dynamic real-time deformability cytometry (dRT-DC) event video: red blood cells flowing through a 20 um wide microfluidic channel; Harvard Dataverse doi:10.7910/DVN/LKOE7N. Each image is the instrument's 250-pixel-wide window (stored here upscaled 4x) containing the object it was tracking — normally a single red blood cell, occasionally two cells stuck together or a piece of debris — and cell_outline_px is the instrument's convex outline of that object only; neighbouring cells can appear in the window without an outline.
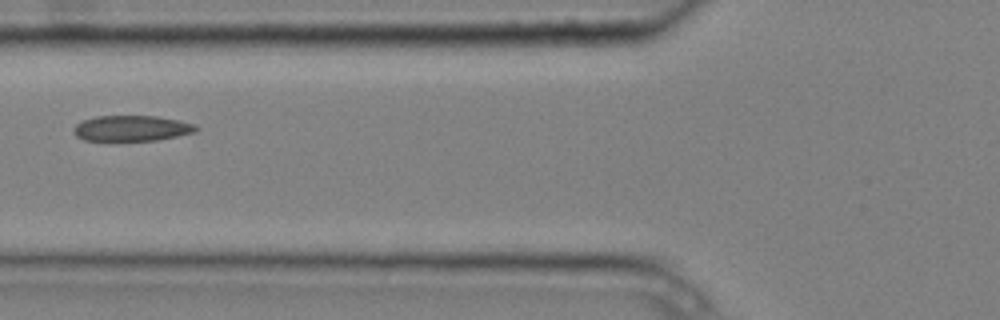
{"species": "common noctule bat (a hibernating species)", "species_latin": "Nyctalus noctula", "temperature_condition": "cold", "stored_images_in_passage": 8, "camera_frame_rate_fps": 3000, "um_per_image_px": 0.085, "animal": {"sex": "male", "body_mass_g": 20.4}, "frame": {"image": 1, "passage_image": 6, "time_ms": 1.667, "image_size_px": [1000, 320], "cell_outline_px": [[200, 128], [196, 132], [156, 140], [116, 144], [84, 140], [76, 136], [72, 132], [72, 128], [76, 124], [84, 120], [96, 116], [156, 116], [180, 120], [196, 124]], "centroid_in_image_um": [11.15, 10.96], "position_along_channel_um": 114.7, "area_um2": 19.36}}
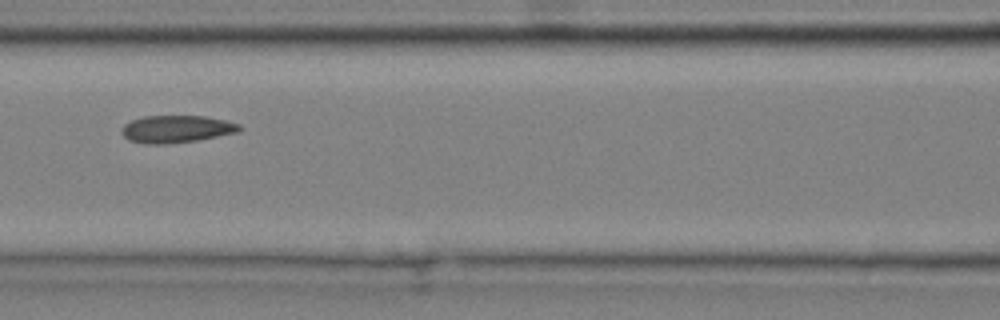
{"frame": {"image": 2, "passage_image": 7, "time_ms": 2.0, "image_size_px": [1000, 320], "cell_outline_px": [[244, 128], [240, 132], [196, 140], [164, 144], [144, 144], [128, 140], [120, 132], [120, 128], [124, 124], [132, 120], [144, 116], [204, 116], [224, 120], [240, 124]], "centroid_in_image_um": [14.99, 10.97], "position_along_channel_um": 151.6, "area_um2": 18.9}}
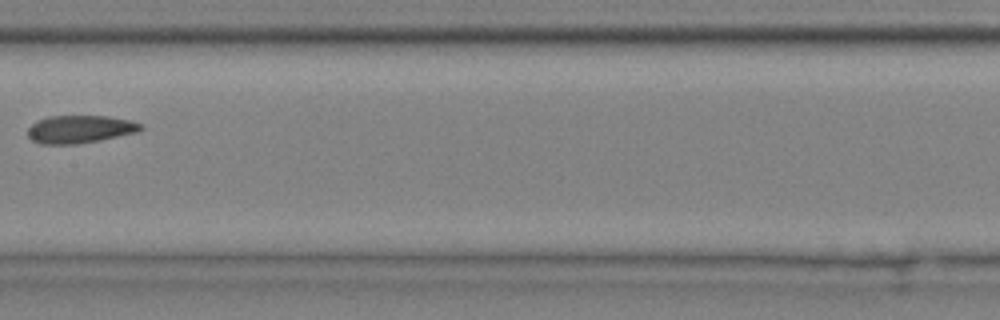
{"frame": {"image": 3, "passage_image": 8, "time_ms": 2.333, "image_size_px": [1000, 320], "cell_outline_px": [[144, 128], [136, 132], [100, 140], [76, 144], [40, 144], [32, 140], [28, 136], [28, 128], [32, 124], [48, 116], [108, 116], [132, 120], [144, 124]], "centroid_in_image_um": [6.82, 10.98], "position_along_channel_um": 200.6, "area_um2": 18.32}}